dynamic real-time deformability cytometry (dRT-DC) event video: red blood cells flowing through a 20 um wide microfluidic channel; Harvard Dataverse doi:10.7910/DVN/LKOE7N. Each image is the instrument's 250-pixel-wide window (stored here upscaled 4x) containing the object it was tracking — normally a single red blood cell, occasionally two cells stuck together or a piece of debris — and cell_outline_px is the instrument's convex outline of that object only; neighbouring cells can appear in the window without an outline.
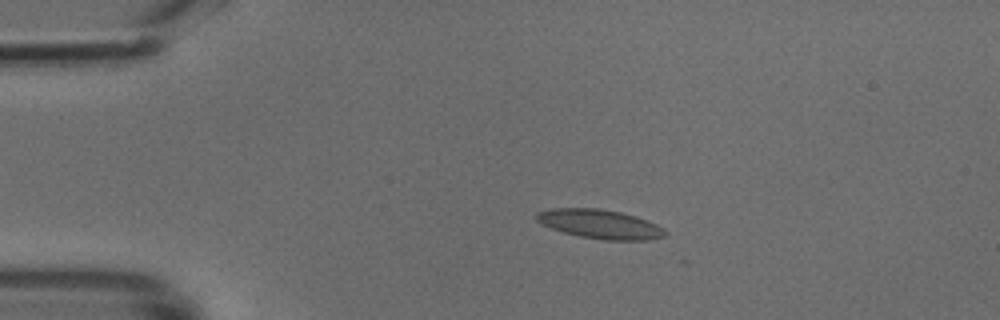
{"species": "common noctule bat (a hibernating species)", "species_latin": "Nyctalus noctula", "temperature_condition": "cold", "stored_images_in_passage": 19, "camera_frame_rate_fps": 3000, "um_per_image_px": 0.085, "animal": {"sex": "male", "body_mass_g": 18.8}, "frame": {"image": 1, "passage_image": 10, "time_ms": 3.0, "image_size_px": [1000, 320], "cell_outline_px": [[668, 232], [664, 236], [648, 240], [604, 240], [580, 236], [564, 232], [552, 228], [536, 220], [536, 212], [552, 208], [596, 208], [620, 212], [656, 224], [664, 228]], "centroid_in_image_um": [50.99, 19.05], "position_along_channel_um": 34.0, "area_um2": 21.5}}
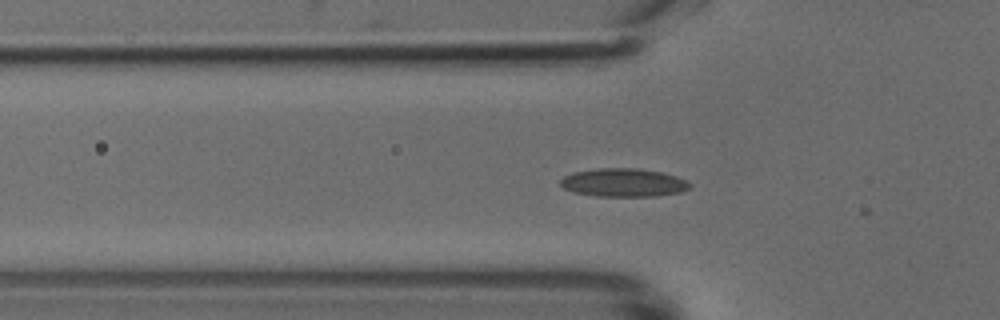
{"frame": {"image": 2, "passage_image": 16, "time_ms": 5.0, "image_size_px": [1000, 320], "cell_outline_px": [[692, 184], [688, 188], [680, 192], [656, 196], [596, 196], [572, 192], [564, 188], [560, 184], [560, 180], [564, 176], [572, 172], [596, 168], [640, 168], [660, 172], [676, 176], [688, 180]], "centroid_in_image_um": [52.98, 15.51], "position_along_channel_um": 72.8, "area_um2": 21.5}}